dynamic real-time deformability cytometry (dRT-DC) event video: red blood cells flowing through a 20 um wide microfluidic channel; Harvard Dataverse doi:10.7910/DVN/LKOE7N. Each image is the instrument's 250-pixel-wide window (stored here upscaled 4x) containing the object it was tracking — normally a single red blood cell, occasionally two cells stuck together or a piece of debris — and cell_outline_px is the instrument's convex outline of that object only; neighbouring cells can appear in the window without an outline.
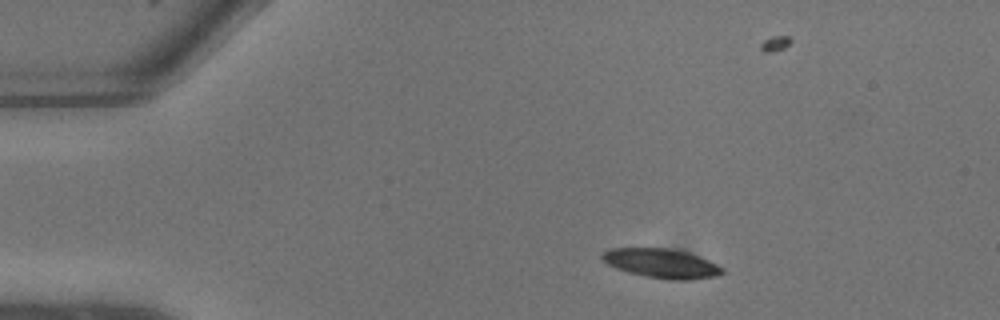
{"species": "common noctule bat (a hibernating species)", "species_latin": "Nyctalus noctula", "temperature_condition": "warm", "stored_images_in_passage": 9, "camera_frame_rate_fps": 3000, "um_per_image_px": 0.085, "animal": {"sex": "male", "body_mass_g": 13.3}, "frame": {"image": 1, "passage_image": 1, "time_ms": 0.0, "image_size_px": [1000, 320], "cell_outline_px": [[724, 272], [712, 276], [688, 280], [668, 280], [644, 276], [628, 272], [616, 268], [608, 264], [600, 256], [608, 248], [668, 248], [688, 252], [708, 260], [724, 268]], "centroid_in_image_um": [56.21, 22.38], "position_along_channel_um": 28.8, "area_um2": 20.4}}
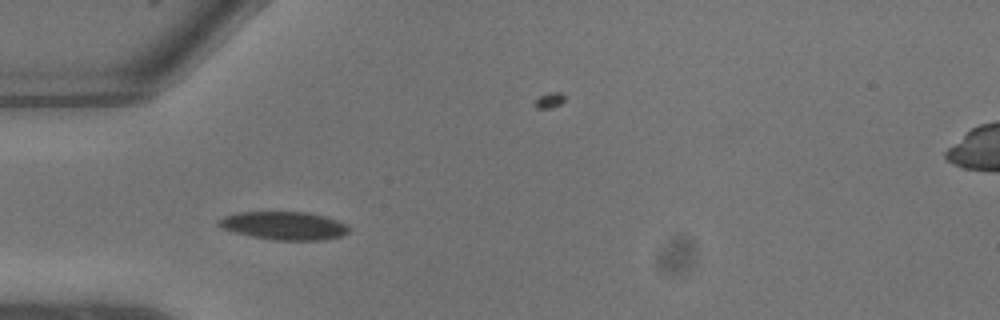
{"frame": {"image": 2, "passage_image": 4, "time_ms": 1.0, "image_size_px": [1000, 320], "cell_outline_px": [[352, 228], [348, 232], [340, 236], [324, 240], [276, 240], [252, 236], [236, 232], [224, 228], [216, 224], [216, 220], [224, 216], [240, 212], [308, 212], [324, 216], [336, 220]], "centroid_in_image_um": [24.15, 19.18], "position_along_channel_um": 60.9, "area_um2": 21.21}}